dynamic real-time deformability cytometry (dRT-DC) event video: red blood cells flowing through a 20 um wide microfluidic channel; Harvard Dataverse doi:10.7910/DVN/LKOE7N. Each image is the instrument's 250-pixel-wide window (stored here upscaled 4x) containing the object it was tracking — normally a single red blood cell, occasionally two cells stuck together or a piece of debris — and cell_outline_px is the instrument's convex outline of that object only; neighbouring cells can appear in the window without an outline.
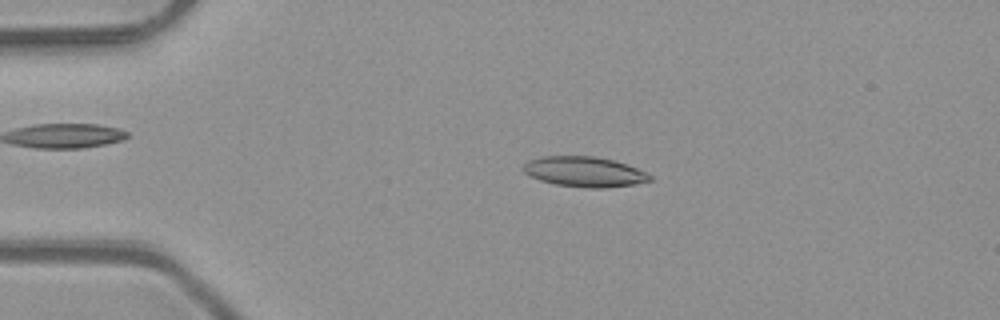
{"species": "common noctule bat (a hibernating species)", "species_latin": "Nyctalus noctula", "temperature_condition": "room temperature", "stored_images_in_passage": 49, "camera_frame_rate_fps": 3000, "um_per_image_px": 0.085, "animal": {"sex": "male", "body_mass_g": 23.1, "forearm_length_mm": 52.7}, "frame": {"image": 1, "passage_image": 10, "time_ms": 3.0, "image_size_px": [1000, 320], "cell_outline_px": [[652, 180], [636, 184], [608, 188], [588, 188], [556, 184], [540, 180], [528, 176], [524, 172], [524, 164], [528, 160], [540, 156], [596, 156], [612, 160], [636, 168], [652, 176]], "centroid_in_image_um": [49.65, 14.6], "position_along_channel_um": 35.3, "area_um2": 22.25}}
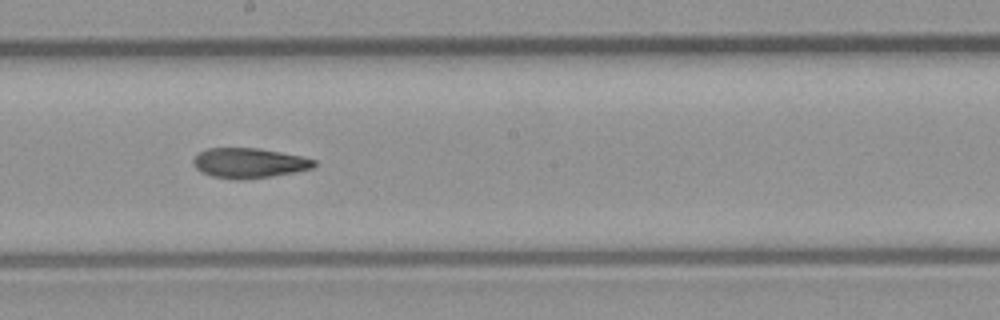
{"frame": {"image": 2, "passage_image": 27, "time_ms": 8.667, "image_size_px": [1000, 320], "cell_outline_px": [[316, 164], [312, 168], [296, 172], [272, 176], [240, 180], [236, 180], [212, 176], [200, 172], [192, 164], [192, 160], [200, 152], [208, 148], [260, 148], [300, 156], [316, 160]], "centroid_in_image_um": [21.15, 13.86], "position_along_channel_um": 227.0, "area_um2": 21.15}}
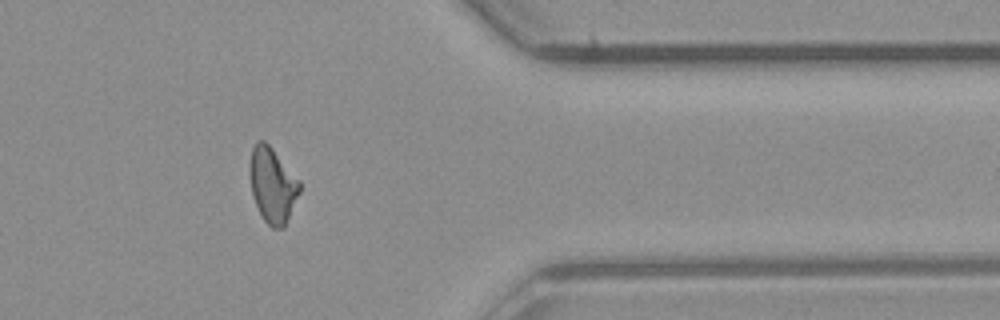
{"frame": {"image": 3, "passage_image": 40, "time_ms": 13.0, "image_size_px": [1000, 320], "cell_outline_px": [[300, 192], [284, 228], [272, 228], [264, 220], [252, 196], [252, 148], [260, 140], [264, 140], [268, 144], [300, 180]], "centroid_in_image_um": [23.22, 15.78], "position_along_channel_um": 388.2, "area_um2": 21.1}, "authors_computed_cell_mechanics": {"area_um2": 21.6172, "velocity_mm_per_s": 4.1341, "shape_relaxation_time_tau1_ms": null, "shape_relaxation_time_tau2_ms": 9.4043, "deformation_change_tau1": null, "deformation_change_tau2": 0.2246}}